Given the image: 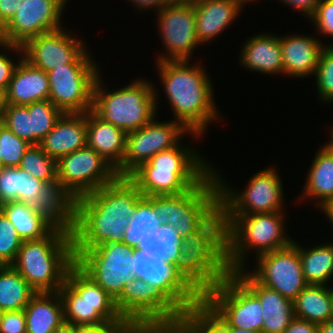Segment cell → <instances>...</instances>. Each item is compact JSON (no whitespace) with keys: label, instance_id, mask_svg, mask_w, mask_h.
Wrapping results in <instances>:
<instances>
[{"label":"cell","instance_id":"cell-53","mask_svg":"<svg viewBox=\"0 0 333 333\" xmlns=\"http://www.w3.org/2000/svg\"><path fill=\"white\" fill-rule=\"evenodd\" d=\"M132 322V319L121 317L105 325H96V333H122Z\"/></svg>","mask_w":333,"mask_h":333},{"label":"cell","instance_id":"cell-6","mask_svg":"<svg viewBox=\"0 0 333 333\" xmlns=\"http://www.w3.org/2000/svg\"><path fill=\"white\" fill-rule=\"evenodd\" d=\"M223 216L226 225V262L230 272L245 268L248 250H256L258 257L283 249L293 242L286 235L281 211Z\"/></svg>","mask_w":333,"mask_h":333},{"label":"cell","instance_id":"cell-63","mask_svg":"<svg viewBox=\"0 0 333 333\" xmlns=\"http://www.w3.org/2000/svg\"><path fill=\"white\" fill-rule=\"evenodd\" d=\"M169 333H182L177 325Z\"/></svg>","mask_w":333,"mask_h":333},{"label":"cell","instance_id":"cell-12","mask_svg":"<svg viewBox=\"0 0 333 333\" xmlns=\"http://www.w3.org/2000/svg\"><path fill=\"white\" fill-rule=\"evenodd\" d=\"M203 302L229 327L262 333L259 298L233 272L211 287L203 295Z\"/></svg>","mask_w":333,"mask_h":333},{"label":"cell","instance_id":"cell-10","mask_svg":"<svg viewBox=\"0 0 333 333\" xmlns=\"http://www.w3.org/2000/svg\"><path fill=\"white\" fill-rule=\"evenodd\" d=\"M134 249L123 242L74 248L75 264L115 300L124 285L136 278L132 270Z\"/></svg>","mask_w":333,"mask_h":333},{"label":"cell","instance_id":"cell-33","mask_svg":"<svg viewBox=\"0 0 333 333\" xmlns=\"http://www.w3.org/2000/svg\"><path fill=\"white\" fill-rule=\"evenodd\" d=\"M294 317L320 324L331 320V286L308 284L293 300Z\"/></svg>","mask_w":333,"mask_h":333},{"label":"cell","instance_id":"cell-50","mask_svg":"<svg viewBox=\"0 0 333 333\" xmlns=\"http://www.w3.org/2000/svg\"><path fill=\"white\" fill-rule=\"evenodd\" d=\"M25 0H0V30L16 14Z\"/></svg>","mask_w":333,"mask_h":333},{"label":"cell","instance_id":"cell-58","mask_svg":"<svg viewBox=\"0 0 333 333\" xmlns=\"http://www.w3.org/2000/svg\"><path fill=\"white\" fill-rule=\"evenodd\" d=\"M52 333H73V324L64 322L61 326L56 328Z\"/></svg>","mask_w":333,"mask_h":333},{"label":"cell","instance_id":"cell-43","mask_svg":"<svg viewBox=\"0 0 333 333\" xmlns=\"http://www.w3.org/2000/svg\"><path fill=\"white\" fill-rule=\"evenodd\" d=\"M315 78L319 98L333 103V44L322 49Z\"/></svg>","mask_w":333,"mask_h":333},{"label":"cell","instance_id":"cell-23","mask_svg":"<svg viewBox=\"0 0 333 333\" xmlns=\"http://www.w3.org/2000/svg\"><path fill=\"white\" fill-rule=\"evenodd\" d=\"M247 269L233 273L259 298L262 308V333H283L294 318L293 301L261 284Z\"/></svg>","mask_w":333,"mask_h":333},{"label":"cell","instance_id":"cell-36","mask_svg":"<svg viewBox=\"0 0 333 333\" xmlns=\"http://www.w3.org/2000/svg\"><path fill=\"white\" fill-rule=\"evenodd\" d=\"M298 244L303 276L308 284L327 285L333 277V243L305 248Z\"/></svg>","mask_w":333,"mask_h":333},{"label":"cell","instance_id":"cell-15","mask_svg":"<svg viewBox=\"0 0 333 333\" xmlns=\"http://www.w3.org/2000/svg\"><path fill=\"white\" fill-rule=\"evenodd\" d=\"M96 64H66L47 73L49 100L63 113L92 110L96 79L101 71Z\"/></svg>","mask_w":333,"mask_h":333},{"label":"cell","instance_id":"cell-16","mask_svg":"<svg viewBox=\"0 0 333 333\" xmlns=\"http://www.w3.org/2000/svg\"><path fill=\"white\" fill-rule=\"evenodd\" d=\"M133 273L137 279L158 288L181 312L203 301V295L182 275L175 264L161 256L133 252Z\"/></svg>","mask_w":333,"mask_h":333},{"label":"cell","instance_id":"cell-29","mask_svg":"<svg viewBox=\"0 0 333 333\" xmlns=\"http://www.w3.org/2000/svg\"><path fill=\"white\" fill-rule=\"evenodd\" d=\"M240 55V63L251 71L262 74L283 75L280 36L261 33L249 38Z\"/></svg>","mask_w":333,"mask_h":333},{"label":"cell","instance_id":"cell-62","mask_svg":"<svg viewBox=\"0 0 333 333\" xmlns=\"http://www.w3.org/2000/svg\"><path fill=\"white\" fill-rule=\"evenodd\" d=\"M234 1L238 2L243 7L246 3L253 1V0H234ZM255 1L256 0H254L253 2H255Z\"/></svg>","mask_w":333,"mask_h":333},{"label":"cell","instance_id":"cell-66","mask_svg":"<svg viewBox=\"0 0 333 333\" xmlns=\"http://www.w3.org/2000/svg\"><path fill=\"white\" fill-rule=\"evenodd\" d=\"M331 134V138L333 139V128H332V131L330 132Z\"/></svg>","mask_w":333,"mask_h":333},{"label":"cell","instance_id":"cell-37","mask_svg":"<svg viewBox=\"0 0 333 333\" xmlns=\"http://www.w3.org/2000/svg\"><path fill=\"white\" fill-rule=\"evenodd\" d=\"M181 237L170 224L159 227V231L145 236L135 248L142 255L161 256L170 264H175L181 252Z\"/></svg>","mask_w":333,"mask_h":333},{"label":"cell","instance_id":"cell-4","mask_svg":"<svg viewBox=\"0 0 333 333\" xmlns=\"http://www.w3.org/2000/svg\"><path fill=\"white\" fill-rule=\"evenodd\" d=\"M212 169L210 163L180 141L141 164L128 178L145 197L179 195L195 187Z\"/></svg>","mask_w":333,"mask_h":333},{"label":"cell","instance_id":"cell-5","mask_svg":"<svg viewBox=\"0 0 333 333\" xmlns=\"http://www.w3.org/2000/svg\"><path fill=\"white\" fill-rule=\"evenodd\" d=\"M75 264L73 236L54 228L37 240H24L12 266L37 292H58Z\"/></svg>","mask_w":333,"mask_h":333},{"label":"cell","instance_id":"cell-26","mask_svg":"<svg viewBox=\"0 0 333 333\" xmlns=\"http://www.w3.org/2000/svg\"><path fill=\"white\" fill-rule=\"evenodd\" d=\"M86 145V113H63L40 143L43 151L56 161Z\"/></svg>","mask_w":333,"mask_h":333},{"label":"cell","instance_id":"cell-59","mask_svg":"<svg viewBox=\"0 0 333 333\" xmlns=\"http://www.w3.org/2000/svg\"><path fill=\"white\" fill-rule=\"evenodd\" d=\"M231 333H261V332H257L255 330L231 327Z\"/></svg>","mask_w":333,"mask_h":333},{"label":"cell","instance_id":"cell-41","mask_svg":"<svg viewBox=\"0 0 333 333\" xmlns=\"http://www.w3.org/2000/svg\"><path fill=\"white\" fill-rule=\"evenodd\" d=\"M18 167L44 182L57 180V161L48 156L40 145H30Z\"/></svg>","mask_w":333,"mask_h":333},{"label":"cell","instance_id":"cell-22","mask_svg":"<svg viewBox=\"0 0 333 333\" xmlns=\"http://www.w3.org/2000/svg\"><path fill=\"white\" fill-rule=\"evenodd\" d=\"M0 47L8 51L19 52L21 58L17 60L12 79L4 93V104L27 105L47 100L49 98L48 75L41 69L31 65L23 58L22 46L7 44L0 41Z\"/></svg>","mask_w":333,"mask_h":333},{"label":"cell","instance_id":"cell-40","mask_svg":"<svg viewBox=\"0 0 333 333\" xmlns=\"http://www.w3.org/2000/svg\"><path fill=\"white\" fill-rule=\"evenodd\" d=\"M28 110L32 124V145H40L63 112L49 99L28 104Z\"/></svg>","mask_w":333,"mask_h":333},{"label":"cell","instance_id":"cell-57","mask_svg":"<svg viewBox=\"0 0 333 333\" xmlns=\"http://www.w3.org/2000/svg\"><path fill=\"white\" fill-rule=\"evenodd\" d=\"M319 333H333V320L320 323Z\"/></svg>","mask_w":333,"mask_h":333},{"label":"cell","instance_id":"cell-27","mask_svg":"<svg viewBox=\"0 0 333 333\" xmlns=\"http://www.w3.org/2000/svg\"><path fill=\"white\" fill-rule=\"evenodd\" d=\"M194 7L196 34L201 45L219 37L244 8L234 0H199L194 2Z\"/></svg>","mask_w":333,"mask_h":333},{"label":"cell","instance_id":"cell-48","mask_svg":"<svg viewBox=\"0 0 333 333\" xmlns=\"http://www.w3.org/2000/svg\"><path fill=\"white\" fill-rule=\"evenodd\" d=\"M175 326L165 321H133L122 333H169Z\"/></svg>","mask_w":333,"mask_h":333},{"label":"cell","instance_id":"cell-11","mask_svg":"<svg viewBox=\"0 0 333 333\" xmlns=\"http://www.w3.org/2000/svg\"><path fill=\"white\" fill-rule=\"evenodd\" d=\"M214 174L219 186L220 209L223 215L283 212L282 182L274 168L254 174L242 192L229 188L217 171L214 170Z\"/></svg>","mask_w":333,"mask_h":333},{"label":"cell","instance_id":"cell-45","mask_svg":"<svg viewBox=\"0 0 333 333\" xmlns=\"http://www.w3.org/2000/svg\"><path fill=\"white\" fill-rule=\"evenodd\" d=\"M23 240L12 226L5 214L0 210V264L12 265L22 246Z\"/></svg>","mask_w":333,"mask_h":333},{"label":"cell","instance_id":"cell-28","mask_svg":"<svg viewBox=\"0 0 333 333\" xmlns=\"http://www.w3.org/2000/svg\"><path fill=\"white\" fill-rule=\"evenodd\" d=\"M86 130L87 145L116 169L123 160L127 133L92 110L86 112Z\"/></svg>","mask_w":333,"mask_h":333},{"label":"cell","instance_id":"cell-30","mask_svg":"<svg viewBox=\"0 0 333 333\" xmlns=\"http://www.w3.org/2000/svg\"><path fill=\"white\" fill-rule=\"evenodd\" d=\"M315 154L305 182L302 196L317 199L320 209L333 200V139Z\"/></svg>","mask_w":333,"mask_h":333},{"label":"cell","instance_id":"cell-2","mask_svg":"<svg viewBox=\"0 0 333 333\" xmlns=\"http://www.w3.org/2000/svg\"><path fill=\"white\" fill-rule=\"evenodd\" d=\"M156 65L175 121L190 132L206 133L208 125L220 116L213 99L212 80L204 67L190 65L189 60L160 61Z\"/></svg>","mask_w":333,"mask_h":333},{"label":"cell","instance_id":"cell-19","mask_svg":"<svg viewBox=\"0 0 333 333\" xmlns=\"http://www.w3.org/2000/svg\"><path fill=\"white\" fill-rule=\"evenodd\" d=\"M256 267L250 272L261 284L294 300L308 285L295 240L287 247L256 257Z\"/></svg>","mask_w":333,"mask_h":333},{"label":"cell","instance_id":"cell-34","mask_svg":"<svg viewBox=\"0 0 333 333\" xmlns=\"http://www.w3.org/2000/svg\"><path fill=\"white\" fill-rule=\"evenodd\" d=\"M36 293L12 265L0 267V312L23 310Z\"/></svg>","mask_w":333,"mask_h":333},{"label":"cell","instance_id":"cell-54","mask_svg":"<svg viewBox=\"0 0 333 333\" xmlns=\"http://www.w3.org/2000/svg\"><path fill=\"white\" fill-rule=\"evenodd\" d=\"M130 1L134 4L133 6H136L139 10L155 8L157 12V10L160 11L175 0H129V2Z\"/></svg>","mask_w":333,"mask_h":333},{"label":"cell","instance_id":"cell-1","mask_svg":"<svg viewBox=\"0 0 333 333\" xmlns=\"http://www.w3.org/2000/svg\"><path fill=\"white\" fill-rule=\"evenodd\" d=\"M142 193L128 177H117L100 189L76 199L74 248H95L123 242L129 219Z\"/></svg>","mask_w":333,"mask_h":333},{"label":"cell","instance_id":"cell-8","mask_svg":"<svg viewBox=\"0 0 333 333\" xmlns=\"http://www.w3.org/2000/svg\"><path fill=\"white\" fill-rule=\"evenodd\" d=\"M161 225L170 224L183 238L198 231L219 209L220 193L213 169L179 195L147 196Z\"/></svg>","mask_w":333,"mask_h":333},{"label":"cell","instance_id":"cell-49","mask_svg":"<svg viewBox=\"0 0 333 333\" xmlns=\"http://www.w3.org/2000/svg\"><path fill=\"white\" fill-rule=\"evenodd\" d=\"M17 64L7 54L0 52V91L5 93Z\"/></svg>","mask_w":333,"mask_h":333},{"label":"cell","instance_id":"cell-61","mask_svg":"<svg viewBox=\"0 0 333 333\" xmlns=\"http://www.w3.org/2000/svg\"><path fill=\"white\" fill-rule=\"evenodd\" d=\"M331 320H333V288L331 286Z\"/></svg>","mask_w":333,"mask_h":333},{"label":"cell","instance_id":"cell-18","mask_svg":"<svg viewBox=\"0 0 333 333\" xmlns=\"http://www.w3.org/2000/svg\"><path fill=\"white\" fill-rule=\"evenodd\" d=\"M157 13V26L167 52L158 55L156 62L191 60L193 50L201 45L196 34L194 2L174 1Z\"/></svg>","mask_w":333,"mask_h":333},{"label":"cell","instance_id":"cell-47","mask_svg":"<svg viewBox=\"0 0 333 333\" xmlns=\"http://www.w3.org/2000/svg\"><path fill=\"white\" fill-rule=\"evenodd\" d=\"M0 333H27L24 309L1 312Z\"/></svg>","mask_w":333,"mask_h":333},{"label":"cell","instance_id":"cell-24","mask_svg":"<svg viewBox=\"0 0 333 333\" xmlns=\"http://www.w3.org/2000/svg\"><path fill=\"white\" fill-rule=\"evenodd\" d=\"M27 206L54 228L73 233L76 200L58 180L46 182L39 192V199Z\"/></svg>","mask_w":333,"mask_h":333},{"label":"cell","instance_id":"cell-20","mask_svg":"<svg viewBox=\"0 0 333 333\" xmlns=\"http://www.w3.org/2000/svg\"><path fill=\"white\" fill-rule=\"evenodd\" d=\"M66 4L67 0H25L0 30V41L23 46L33 37L61 29Z\"/></svg>","mask_w":333,"mask_h":333},{"label":"cell","instance_id":"cell-7","mask_svg":"<svg viewBox=\"0 0 333 333\" xmlns=\"http://www.w3.org/2000/svg\"><path fill=\"white\" fill-rule=\"evenodd\" d=\"M102 82L99 75L94 85L92 111L105 122L128 133L157 116L158 91L153 83L135 79L129 85L109 92Z\"/></svg>","mask_w":333,"mask_h":333},{"label":"cell","instance_id":"cell-52","mask_svg":"<svg viewBox=\"0 0 333 333\" xmlns=\"http://www.w3.org/2000/svg\"><path fill=\"white\" fill-rule=\"evenodd\" d=\"M290 7L295 8L304 17L310 18L316 11L317 5L321 0H279Z\"/></svg>","mask_w":333,"mask_h":333},{"label":"cell","instance_id":"cell-60","mask_svg":"<svg viewBox=\"0 0 333 333\" xmlns=\"http://www.w3.org/2000/svg\"><path fill=\"white\" fill-rule=\"evenodd\" d=\"M3 109H4V93L0 91V122L3 115Z\"/></svg>","mask_w":333,"mask_h":333},{"label":"cell","instance_id":"cell-39","mask_svg":"<svg viewBox=\"0 0 333 333\" xmlns=\"http://www.w3.org/2000/svg\"><path fill=\"white\" fill-rule=\"evenodd\" d=\"M160 226L162 225L159 218L153 212V204L145 196H142L137 201L136 210L124 231L123 243L137 248L141 239L158 232Z\"/></svg>","mask_w":333,"mask_h":333},{"label":"cell","instance_id":"cell-51","mask_svg":"<svg viewBox=\"0 0 333 333\" xmlns=\"http://www.w3.org/2000/svg\"><path fill=\"white\" fill-rule=\"evenodd\" d=\"M283 333H319V324L294 317Z\"/></svg>","mask_w":333,"mask_h":333},{"label":"cell","instance_id":"cell-38","mask_svg":"<svg viewBox=\"0 0 333 333\" xmlns=\"http://www.w3.org/2000/svg\"><path fill=\"white\" fill-rule=\"evenodd\" d=\"M176 325L182 333H231V327L203 301L183 311Z\"/></svg>","mask_w":333,"mask_h":333},{"label":"cell","instance_id":"cell-13","mask_svg":"<svg viewBox=\"0 0 333 333\" xmlns=\"http://www.w3.org/2000/svg\"><path fill=\"white\" fill-rule=\"evenodd\" d=\"M185 134L201 136L179 121L158 122L155 117L138 130L128 132L122 163L115 169L118 177H128L157 153L177 146Z\"/></svg>","mask_w":333,"mask_h":333},{"label":"cell","instance_id":"cell-3","mask_svg":"<svg viewBox=\"0 0 333 333\" xmlns=\"http://www.w3.org/2000/svg\"><path fill=\"white\" fill-rule=\"evenodd\" d=\"M176 268L204 295L231 272L226 262V225L219 209L198 231L183 238Z\"/></svg>","mask_w":333,"mask_h":333},{"label":"cell","instance_id":"cell-25","mask_svg":"<svg viewBox=\"0 0 333 333\" xmlns=\"http://www.w3.org/2000/svg\"><path fill=\"white\" fill-rule=\"evenodd\" d=\"M315 37L305 35H288L280 37L283 61V74L298 77L315 75L319 56L326 46Z\"/></svg>","mask_w":333,"mask_h":333},{"label":"cell","instance_id":"cell-9","mask_svg":"<svg viewBox=\"0 0 333 333\" xmlns=\"http://www.w3.org/2000/svg\"><path fill=\"white\" fill-rule=\"evenodd\" d=\"M58 292L66 323L105 325L122 317L114 299L76 264Z\"/></svg>","mask_w":333,"mask_h":333},{"label":"cell","instance_id":"cell-14","mask_svg":"<svg viewBox=\"0 0 333 333\" xmlns=\"http://www.w3.org/2000/svg\"><path fill=\"white\" fill-rule=\"evenodd\" d=\"M118 177L115 168L88 145L57 161V180L76 200Z\"/></svg>","mask_w":333,"mask_h":333},{"label":"cell","instance_id":"cell-65","mask_svg":"<svg viewBox=\"0 0 333 333\" xmlns=\"http://www.w3.org/2000/svg\"><path fill=\"white\" fill-rule=\"evenodd\" d=\"M3 167V159H2V154L0 150V168Z\"/></svg>","mask_w":333,"mask_h":333},{"label":"cell","instance_id":"cell-56","mask_svg":"<svg viewBox=\"0 0 333 333\" xmlns=\"http://www.w3.org/2000/svg\"><path fill=\"white\" fill-rule=\"evenodd\" d=\"M323 213L326 214L327 218L333 225V200L325 204L321 209Z\"/></svg>","mask_w":333,"mask_h":333},{"label":"cell","instance_id":"cell-32","mask_svg":"<svg viewBox=\"0 0 333 333\" xmlns=\"http://www.w3.org/2000/svg\"><path fill=\"white\" fill-rule=\"evenodd\" d=\"M45 183L19 167H1L0 206L14 201L27 205L39 199V192Z\"/></svg>","mask_w":333,"mask_h":333},{"label":"cell","instance_id":"cell-35","mask_svg":"<svg viewBox=\"0 0 333 333\" xmlns=\"http://www.w3.org/2000/svg\"><path fill=\"white\" fill-rule=\"evenodd\" d=\"M21 239L37 240L47 236L54 227L42 216L32 212L22 202H8L0 206Z\"/></svg>","mask_w":333,"mask_h":333},{"label":"cell","instance_id":"cell-42","mask_svg":"<svg viewBox=\"0 0 333 333\" xmlns=\"http://www.w3.org/2000/svg\"><path fill=\"white\" fill-rule=\"evenodd\" d=\"M1 123L16 136L32 145V124L28 104H4Z\"/></svg>","mask_w":333,"mask_h":333},{"label":"cell","instance_id":"cell-55","mask_svg":"<svg viewBox=\"0 0 333 333\" xmlns=\"http://www.w3.org/2000/svg\"><path fill=\"white\" fill-rule=\"evenodd\" d=\"M73 333H96L95 324H74Z\"/></svg>","mask_w":333,"mask_h":333},{"label":"cell","instance_id":"cell-31","mask_svg":"<svg viewBox=\"0 0 333 333\" xmlns=\"http://www.w3.org/2000/svg\"><path fill=\"white\" fill-rule=\"evenodd\" d=\"M24 312L27 333H52L65 322L59 292L36 293Z\"/></svg>","mask_w":333,"mask_h":333},{"label":"cell","instance_id":"cell-46","mask_svg":"<svg viewBox=\"0 0 333 333\" xmlns=\"http://www.w3.org/2000/svg\"><path fill=\"white\" fill-rule=\"evenodd\" d=\"M309 20L314 23L316 31L333 37V0H321Z\"/></svg>","mask_w":333,"mask_h":333},{"label":"cell","instance_id":"cell-17","mask_svg":"<svg viewBox=\"0 0 333 333\" xmlns=\"http://www.w3.org/2000/svg\"><path fill=\"white\" fill-rule=\"evenodd\" d=\"M72 36L61 28L33 37L22 46L23 58L46 73L66 64H96L82 40Z\"/></svg>","mask_w":333,"mask_h":333},{"label":"cell","instance_id":"cell-44","mask_svg":"<svg viewBox=\"0 0 333 333\" xmlns=\"http://www.w3.org/2000/svg\"><path fill=\"white\" fill-rule=\"evenodd\" d=\"M30 145L26 140L16 136L0 122V150L3 167H18L25 151Z\"/></svg>","mask_w":333,"mask_h":333},{"label":"cell","instance_id":"cell-21","mask_svg":"<svg viewBox=\"0 0 333 333\" xmlns=\"http://www.w3.org/2000/svg\"><path fill=\"white\" fill-rule=\"evenodd\" d=\"M122 317L133 321H165L176 324L181 311L156 287L135 278L114 300Z\"/></svg>","mask_w":333,"mask_h":333},{"label":"cell","instance_id":"cell-64","mask_svg":"<svg viewBox=\"0 0 333 333\" xmlns=\"http://www.w3.org/2000/svg\"><path fill=\"white\" fill-rule=\"evenodd\" d=\"M175 1L193 3V2H196V1H199V0H175Z\"/></svg>","mask_w":333,"mask_h":333}]
</instances>
